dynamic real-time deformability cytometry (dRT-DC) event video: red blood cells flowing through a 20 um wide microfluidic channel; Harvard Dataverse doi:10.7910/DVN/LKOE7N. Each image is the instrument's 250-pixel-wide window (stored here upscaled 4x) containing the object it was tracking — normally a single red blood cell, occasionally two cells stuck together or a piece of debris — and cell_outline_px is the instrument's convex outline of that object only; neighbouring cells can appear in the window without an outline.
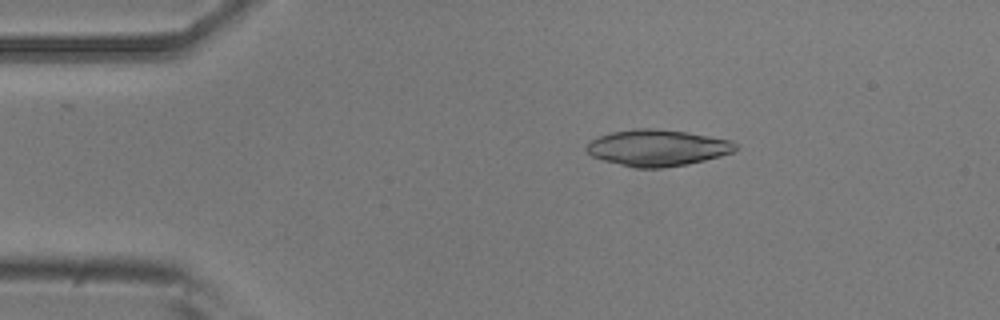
{"species": "common noctule bat (a hibernating species)", "species_latin": "Nyctalus noctula", "temperature_condition": "room temperature", "stored_images_in_passage": 4, "camera_frame_rate_fps": 3000, "um_per_image_px": 0.085, "animal": {"sex": "male", "body_mass_g": 20.5, "forearm_length_mm": 52.5}, "frame": {"image": 1, "passage_image": 2, "time_ms": 0.333, "image_size_px": [1000, 320], "cell_outline_px": [[736, 148], [732, 152], [720, 156], [688, 164], [664, 168], [636, 168], [604, 160], [592, 156], [584, 148], [592, 140], [600, 136], [612, 132], [636, 128], [652, 128], [688, 132], [732, 140], [736, 144]], "centroid_in_image_um": [55.89, 12.56], "position_along_channel_um": 29.1, "area_um2": 31.44}}